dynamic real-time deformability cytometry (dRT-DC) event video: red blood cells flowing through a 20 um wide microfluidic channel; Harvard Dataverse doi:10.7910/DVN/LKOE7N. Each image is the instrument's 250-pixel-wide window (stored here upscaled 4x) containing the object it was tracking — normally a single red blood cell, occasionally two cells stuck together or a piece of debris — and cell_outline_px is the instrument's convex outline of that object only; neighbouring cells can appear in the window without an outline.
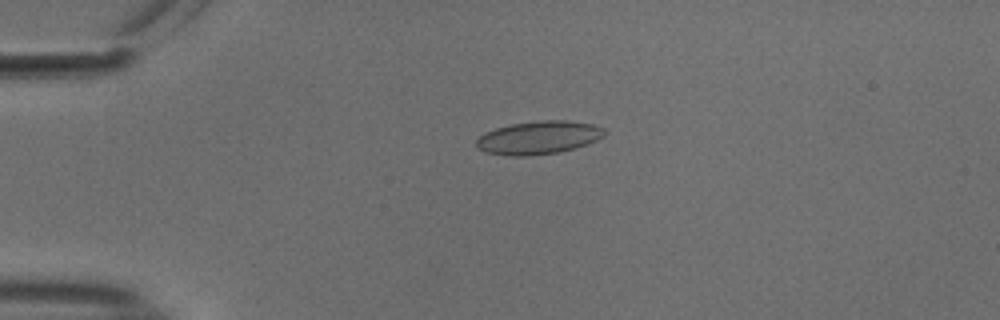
{"species": "common noctule bat (a hibernating species)", "species_latin": "Nyctalus noctula", "temperature_condition": "cold", "stored_images_in_passage": 53, "camera_frame_rate_fps": 3000, "um_per_image_px": 0.085, "animal": {"sex": "male", "body_mass_g": 18.8}, "frame": {"image": 1, "passage_image": 12, "time_ms": 3.667, "image_size_px": [1000, 320], "cell_outline_px": [[608, 132], [604, 136], [588, 144], [576, 148], [560, 152], [528, 156], [512, 156], [484, 152], [476, 148], [476, 140], [484, 132], [496, 128], [512, 124], [540, 120], [564, 120], [592, 124], [604, 128]], "centroid_in_image_um": [45.79, 11.7], "position_along_channel_um": 39.2, "area_um2": 24.97}}
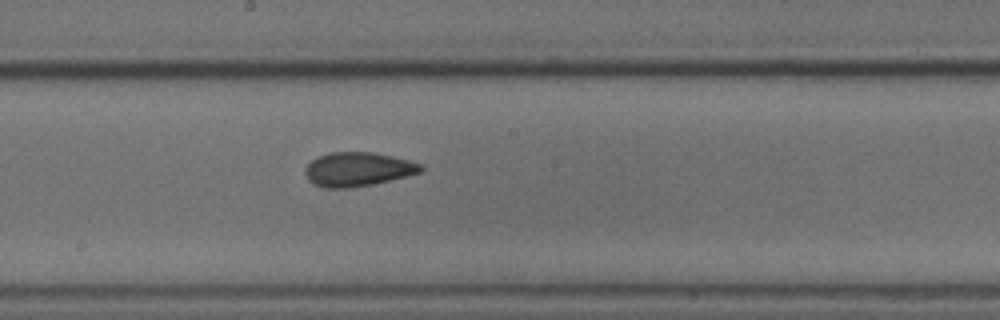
{"frame": {"image": 2, "passage_image": 29, "time_ms": 9.333, "image_size_px": [1000, 320], "cell_outline_px": [[424, 168], [420, 172], [372, 184], [348, 188], [324, 188], [312, 184], [308, 180], [304, 172], [304, 168], [316, 156], [332, 152], [372, 152], [392, 156], [424, 164]], "centroid_in_image_um": [30.37, 14.38], "position_along_channel_um": 217.8, "area_um2": 22.95}}
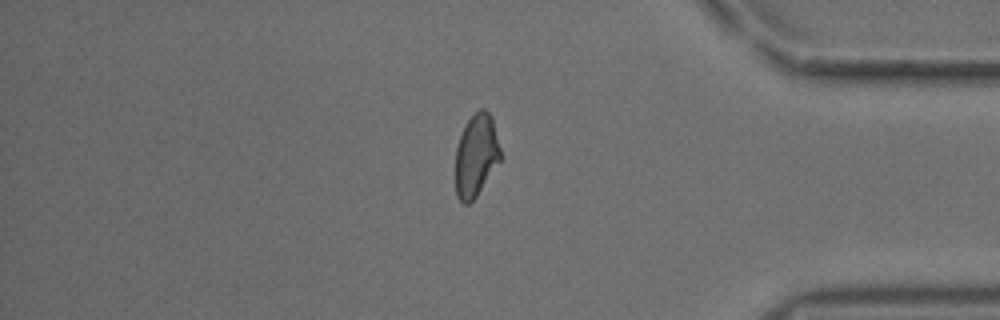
{"frame": {"image": 3, "passage_image": 45, "time_ms": 14.667, "image_size_px": [1000, 320], "cell_outline_px": [[500, 160], [476, 196], [468, 204], [464, 204], [456, 196], [456, 148], [460, 136], [468, 120], [480, 108], [484, 108], [492, 116], [500, 148]], "centroid_in_image_um": [40.47, 13.2], "position_along_channel_um": 394.7, "area_um2": 21.27}, "authors_computed_cell_mechanics": {"area_um2": 22.9466, "velocity_mm_per_s": 3.7477, "shape_relaxation_time_tau1_ms": 9.561, "shape_relaxation_time_tau2_ms": 1.665, "deformation_change_tau1": 0.1821, "deformation_change_tau2": 0.08}}